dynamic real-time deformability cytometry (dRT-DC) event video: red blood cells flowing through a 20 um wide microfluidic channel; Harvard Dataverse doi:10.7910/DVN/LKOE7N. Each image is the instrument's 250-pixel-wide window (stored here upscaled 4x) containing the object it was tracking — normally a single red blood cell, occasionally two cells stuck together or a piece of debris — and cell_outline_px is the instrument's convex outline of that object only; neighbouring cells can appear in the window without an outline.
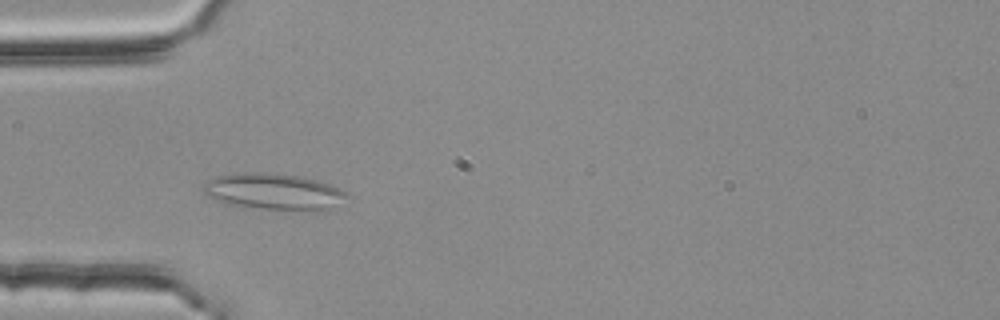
{"species": "common noctule bat (a hibernating species)", "species_latin": "Nyctalus noctula", "temperature_condition": "room temperature", "stored_images_in_passage": 47, "camera_frame_rate_fps": 3000, "um_per_image_px": 0.085, "animal": {"sex": "female", "body_mass_g": 25.1}, "frame": {"image": 1, "passage_image": 12, "time_ms": 3.667, "image_size_px": [1000, 320], "cell_outline_px": [[352, 196], [324, 212], [320, 212], [260, 208], [224, 204], [208, 196], [204, 192], [204, 184], [208, 180], [216, 176], [248, 172], [252, 172], [296, 176], [316, 180], [340, 188], [348, 192]], "centroid_in_image_um": [23.34, 16.32], "position_along_channel_um": 61.7, "area_um2": 30.46}}
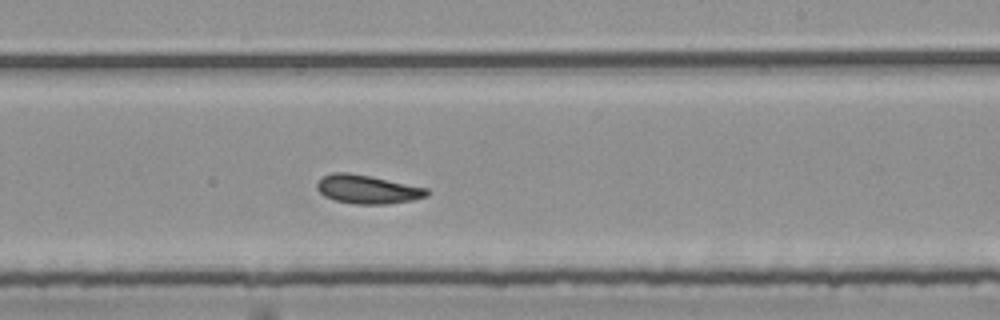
{"frame": {"image": 2, "passage_image": 28, "time_ms": 9.0, "image_size_px": [1000, 320], "cell_outline_px": [[428, 196], [412, 200], [388, 204], [356, 204], [336, 200], [324, 196], [316, 188], [316, 184], [324, 176], [332, 172], [348, 172], [428, 188]], "centroid_in_image_um": [31.23, 16.1], "position_along_channel_um": 257.8, "area_um2": 18.15}}
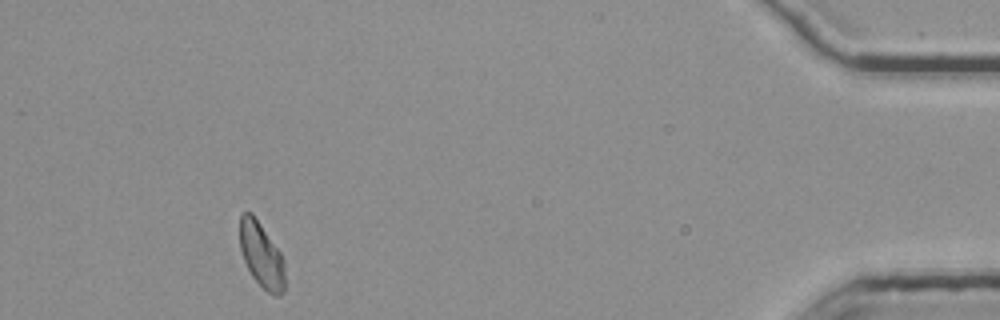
{"frame": {"image": 3, "passage_image": 46, "time_ms": 15.0, "image_size_px": [1000, 320], "cell_outline_px": [[284, 292], [280, 296], [276, 296], [268, 292], [252, 276], [244, 260], [240, 248], [240, 212], [252, 212], [280, 252], [284, 260]], "centroid_in_image_um": [22.22, 21.67], "position_along_channel_um": 413.0, "area_um2": 16.99}, "authors_computed_cell_mechanics": {"area_um2": 18.207, "velocity_mm_per_s": 3.7155, "shape_relaxation_time_tau1_ms": 5.6309, "shape_relaxation_time_tau2_ms": 2.7193, "deformation_change_tau1": 0.1074, "deformation_change_tau2": 0.0956}}